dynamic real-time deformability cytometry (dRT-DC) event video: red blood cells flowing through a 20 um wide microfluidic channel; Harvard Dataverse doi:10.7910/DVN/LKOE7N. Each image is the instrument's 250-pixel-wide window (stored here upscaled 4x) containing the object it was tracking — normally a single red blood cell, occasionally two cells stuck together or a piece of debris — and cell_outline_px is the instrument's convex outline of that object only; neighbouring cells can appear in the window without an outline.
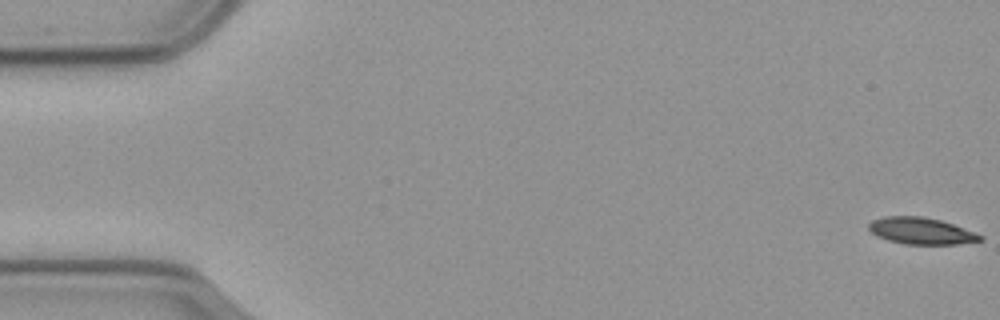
{"species": "common noctule bat (a hibernating species)", "species_latin": "Nyctalus noctula", "temperature_condition": "cold", "stored_images_in_passage": 59, "camera_frame_rate_fps": 3000, "um_per_image_px": 0.085, "animal": {"sex": "male", "body_mass_g": 23.1, "forearm_length_mm": 52.7}, "frame": {"image": 1, "passage_image": 1, "time_ms": 0.0, "image_size_px": [1000, 320], "cell_outline_px": [[984, 240], [956, 244], [904, 244], [888, 240], [876, 236], [868, 228], [868, 224], [872, 220], [884, 216], [924, 216], [940, 220], [952, 224], [984, 236]], "centroid_in_image_um": [78.27, 19.62], "position_along_channel_um": 6.7, "area_um2": 17.28}}
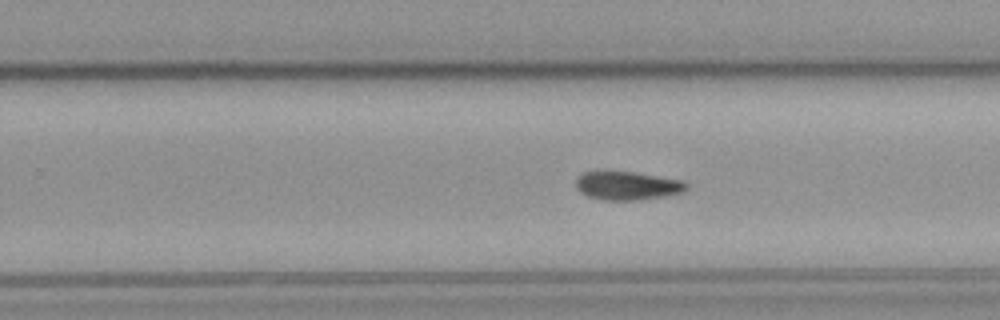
{"frame": {"image": 2, "passage_image": 36, "time_ms": 11.667, "image_size_px": [1000, 320], "cell_outline_px": [[688, 188], [684, 192], [664, 196], [640, 200], [604, 200], [588, 196], [580, 192], [576, 188], [576, 180], [584, 172], [604, 168], [632, 172], [684, 180], [688, 184]], "centroid_in_image_um": [53.3, 15.75], "position_along_channel_um": 276.5, "area_um2": 18.96}}
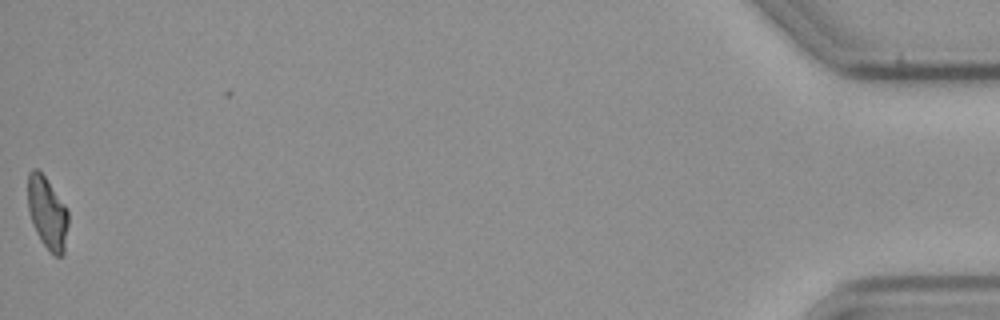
{"frame": {"image": 3, "passage_image": 58, "time_ms": 19.0, "image_size_px": [1000, 320], "cell_outline_px": [[68, 224], [64, 256], [56, 256], [40, 240], [36, 232], [28, 208], [28, 172], [32, 168], [36, 168], [44, 176], [68, 208]], "centroid_in_image_um": [4.04, 18.09], "position_along_channel_um": 431.2, "area_um2": 16.94}, "authors_computed_cell_mechanics": {"area_um2": 18.3804, "velocity_mm_per_s": 3.5731, "shape_relaxation_time_tau1_ms": 7.108, "shape_relaxation_time_tau2_ms": null, "deformation_change_tau1": 0.1665, "deformation_change_tau2": null}}